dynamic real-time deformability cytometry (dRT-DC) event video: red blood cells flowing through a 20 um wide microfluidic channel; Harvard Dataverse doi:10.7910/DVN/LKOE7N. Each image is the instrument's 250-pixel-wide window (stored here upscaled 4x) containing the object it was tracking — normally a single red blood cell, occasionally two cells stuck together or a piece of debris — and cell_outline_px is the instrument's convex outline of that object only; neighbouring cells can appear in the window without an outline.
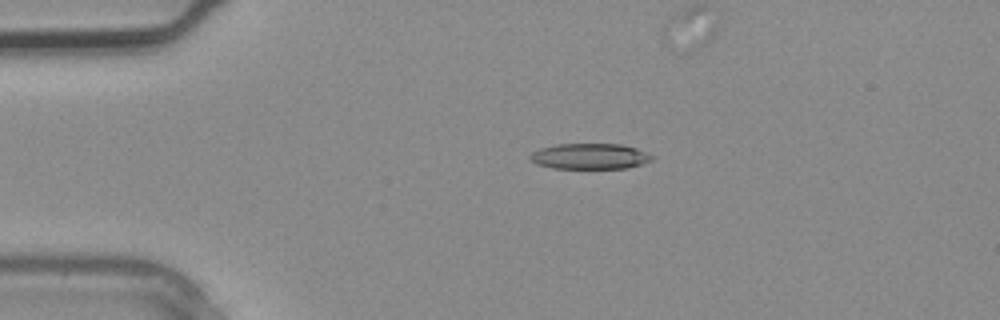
{"species": "common noctule bat (a hibernating species)", "species_latin": "Nyctalus noctula", "temperature_condition": "warm", "stored_images_in_passage": 2, "camera_frame_rate_fps": 3000, "um_per_image_px": 0.085, "animal": {"sex": "male", "body_mass_g": 20.4}, "frame": {"image": 1, "passage_image": 2, "time_ms": 0.333, "image_size_px": [1000, 320], "cell_outline_px": [[656, 156], [652, 160], [628, 168], [552, 168], [536, 164], [528, 156], [532, 152], [540, 148], [556, 144], [620, 144], [636, 148]], "centroid_in_image_um": [50.14, 13.28], "position_along_channel_um": 34.9, "area_um2": 18.26}}